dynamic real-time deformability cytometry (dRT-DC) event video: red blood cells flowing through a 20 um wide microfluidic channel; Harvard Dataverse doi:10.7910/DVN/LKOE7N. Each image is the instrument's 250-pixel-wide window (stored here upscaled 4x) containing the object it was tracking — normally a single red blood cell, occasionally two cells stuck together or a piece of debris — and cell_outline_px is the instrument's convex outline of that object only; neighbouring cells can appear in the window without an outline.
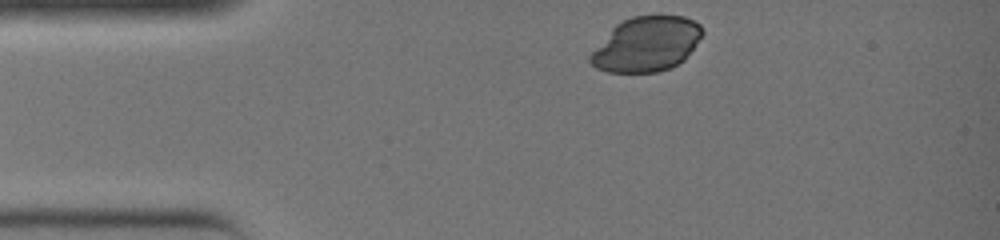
{"species": "common noctule bat (a hibernating species)", "species_latin": "Nyctalus noctula", "temperature_condition": "warm", "stored_images_in_passage": 10, "camera_frame_rate_fps": 3000, "um_per_image_px": 0.085, "animal": {"sex": "female", "body_mass_g": 19.0, "forearm_length_mm": 51.5}, "frame": {"image": 1, "passage_image": 1, "time_ms": 0.0, "image_size_px": [1000, 240], "cell_outline_px": [[704, 32], [684, 60], [668, 68], [656, 72], [608, 72], [596, 68], [588, 60], [588, 56], [612, 28], [616, 24], [632, 16], [660, 12], [684, 16], [700, 24]], "centroid_in_image_um": [54.96, 3.7], "position_along_channel_um": 30.0, "area_um2": 36.13}}